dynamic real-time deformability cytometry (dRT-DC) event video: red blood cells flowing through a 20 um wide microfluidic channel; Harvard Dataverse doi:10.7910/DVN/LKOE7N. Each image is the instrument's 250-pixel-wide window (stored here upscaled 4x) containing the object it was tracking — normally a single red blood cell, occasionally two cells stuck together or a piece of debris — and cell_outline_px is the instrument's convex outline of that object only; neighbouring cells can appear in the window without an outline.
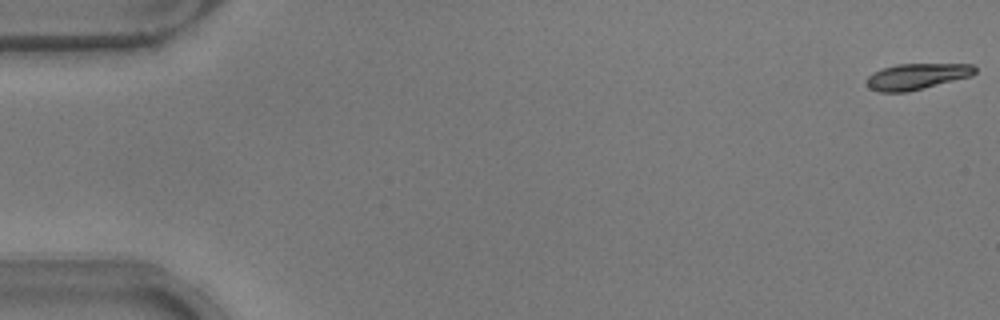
{"species": "common noctule bat (a hibernating species)", "species_latin": "Nyctalus noctula", "temperature_condition": "warm", "stored_images_in_passage": 14, "camera_frame_rate_fps": 3000, "um_per_image_px": 0.085, "animal": {"sex": "male", "body_mass_g": 17.9}, "frame": {"image": 1, "passage_image": 1, "time_ms": 0.0, "image_size_px": [1000, 320], "cell_outline_px": [[976, 72], [972, 76], [908, 92], [880, 92], [868, 88], [864, 80], [872, 72], [896, 64], [972, 64], [976, 68]], "centroid_in_image_um": [77.89, 6.5], "position_along_channel_um": 7.1, "area_um2": 16.59}}